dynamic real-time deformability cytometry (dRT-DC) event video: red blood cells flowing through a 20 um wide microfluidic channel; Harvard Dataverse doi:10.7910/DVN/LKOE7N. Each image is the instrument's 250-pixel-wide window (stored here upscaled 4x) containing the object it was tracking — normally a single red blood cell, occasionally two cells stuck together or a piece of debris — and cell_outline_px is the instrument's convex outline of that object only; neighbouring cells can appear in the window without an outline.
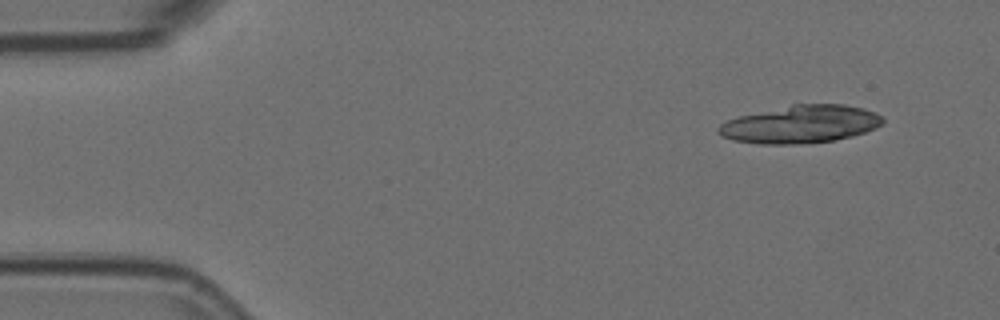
{"species": "Egyptian fruit bat (a non-hibernating species)", "species_latin": "Rousettus aegyptiacus", "temperature_condition": "room temperature", "stored_images_in_passage": 2, "camera_frame_rate_fps": 3000, "um_per_image_px": 0.085, "animal": {"sex": "female"}, "frame": {"image": 1, "passage_image": 2, "time_ms": 0.333, "image_size_px": [1000, 320], "cell_outline_px": [[884, 124], [876, 128], [852, 136], [832, 140], [796, 144], [760, 144], [732, 140], [720, 136], [716, 132], [716, 128], [720, 124], [728, 120], [740, 116], [792, 104], [844, 104], [864, 108], [876, 112], [884, 116]], "centroid_in_image_um": [68.06, 10.56], "position_along_channel_um": 16.9, "area_um2": 36.3}}